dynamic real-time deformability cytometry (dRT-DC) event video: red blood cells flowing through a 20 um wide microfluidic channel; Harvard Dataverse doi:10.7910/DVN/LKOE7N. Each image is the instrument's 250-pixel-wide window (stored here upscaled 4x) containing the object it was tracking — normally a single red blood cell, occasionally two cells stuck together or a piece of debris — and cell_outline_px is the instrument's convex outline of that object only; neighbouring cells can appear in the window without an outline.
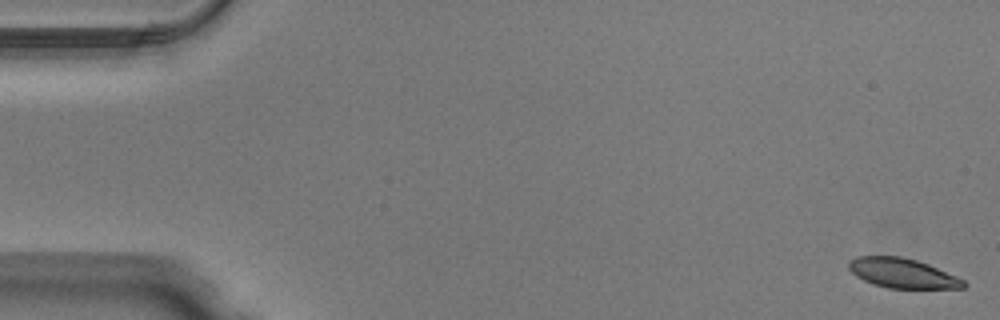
{"species": "Egyptian fruit bat (a non-hibernating species)", "species_latin": "Rousettus aegyptiacus", "temperature_condition": "warm", "stored_images_in_passage": 51, "camera_frame_rate_fps": 3000, "um_per_image_px": 0.085, "animal": {"sex": "male"}, "frame": {"image": 1, "passage_image": 1, "time_ms": 0.0, "image_size_px": [1000, 320], "cell_outline_px": [[968, 284], [964, 288], [888, 288], [872, 284], [856, 276], [848, 268], [848, 260], [856, 256], [900, 256], [916, 260], [928, 264], [956, 276], [964, 280]], "centroid_in_image_um": [76.69, 23.22], "position_along_channel_um": 8.3, "area_um2": 19.88}}
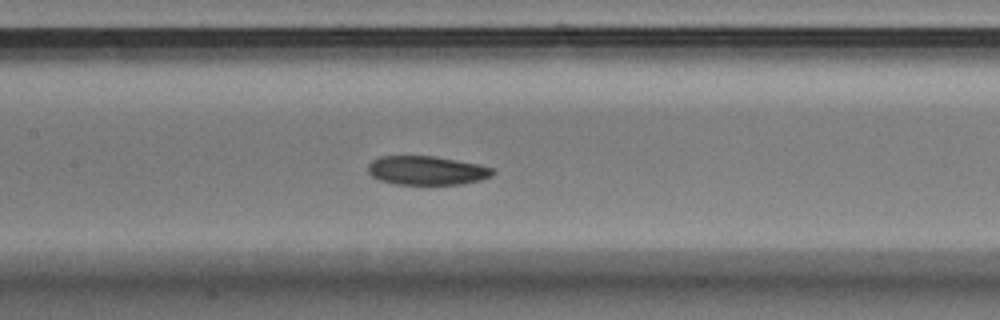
{"frame": {"image": 2, "passage_image": 24, "time_ms": 7.667, "image_size_px": [1000, 320], "cell_outline_px": [[496, 172], [492, 176], [480, 180], [460, 184], [396, 184], [380, 180], [372, 176], [368, 172], [368, 164], [372, 160], [380, 156], [432, 156], [480, 164], [496, 168]], "centroid_in_image_um": [36.31, 14.48], "position_along_channel_um": 171.1, "area_um2": 21.1}}
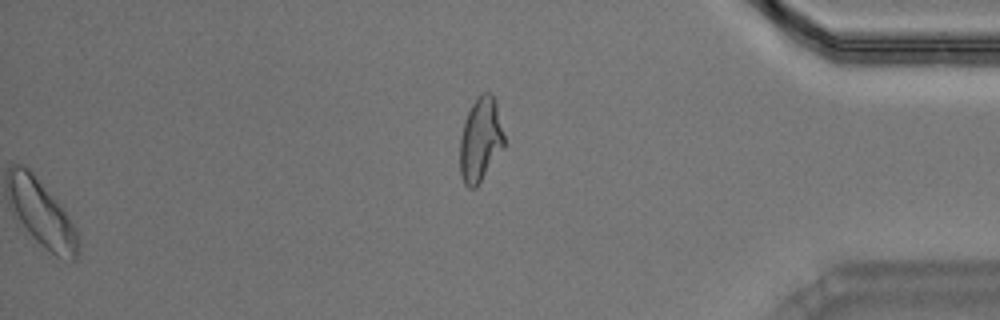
{"frame": {"image": 3, "passage_image": 51, "time_ms": 16.667, "image_size_px": [1000, 320], "cell_outline_px": [[504, 148], [476, 188], [468, 188], [464, 184], [460, 176], [460, 136], [464, 120], [476, 96], [480, 92], [488, 92], [492, 96], [496, 104], [504, 136]], "centroid_in_image_um": [40.82, 11.9], "position_along_channel_um": 394.4, "area_um2": 21.79}, "authors_computed_cell_mechanics": {"area_um2": 21.7906, "velocity_mm_per_s": 3.9917, "shape_relaxation_time_tau1_ms": 7.0193, "shape_relaxation_time_tau2_ms": null, "deformation_change_tau1": 0.141, "deformation_change_tau2": null}}